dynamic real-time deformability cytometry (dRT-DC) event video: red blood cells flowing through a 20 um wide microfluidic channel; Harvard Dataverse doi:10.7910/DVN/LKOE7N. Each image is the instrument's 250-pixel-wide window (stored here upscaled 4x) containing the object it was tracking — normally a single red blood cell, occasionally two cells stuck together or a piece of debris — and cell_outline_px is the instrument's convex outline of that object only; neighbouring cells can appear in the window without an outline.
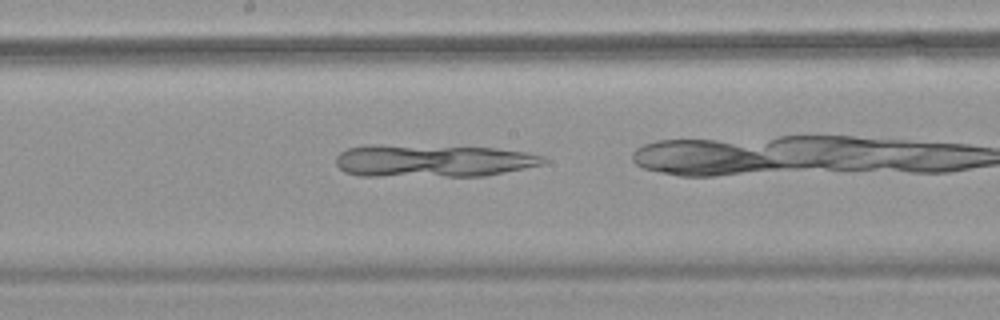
{"species": "common noctule bat (a hibernating species)", "species_latin": "Nyctalus noctula", "temperature_condition": "warm", "stored_images_in_passage": 25, "camera_frame_rate_fps": 3000, "um_per_image_px": 0.085, "animal": {"sex": "female", "body_mass_g": 18.4}, "frame": {"image": 1, "passage_image": 11, "time_ms": 3.333, "image_size_px": [1000, 320], "cell_outline_px": [[548, 160], [544, 164], [484, 176], [360, 176], [344, 172], [336, 164], [336, 156], [340, 152], [348, 148], [364, 144], [368, 144], [496, 148], [528, 152], [544, 156]], "centroid_in_image_um": [36.77, 13.66], "position_along_channel_um": 211.4, "area_um2": 39.65}}